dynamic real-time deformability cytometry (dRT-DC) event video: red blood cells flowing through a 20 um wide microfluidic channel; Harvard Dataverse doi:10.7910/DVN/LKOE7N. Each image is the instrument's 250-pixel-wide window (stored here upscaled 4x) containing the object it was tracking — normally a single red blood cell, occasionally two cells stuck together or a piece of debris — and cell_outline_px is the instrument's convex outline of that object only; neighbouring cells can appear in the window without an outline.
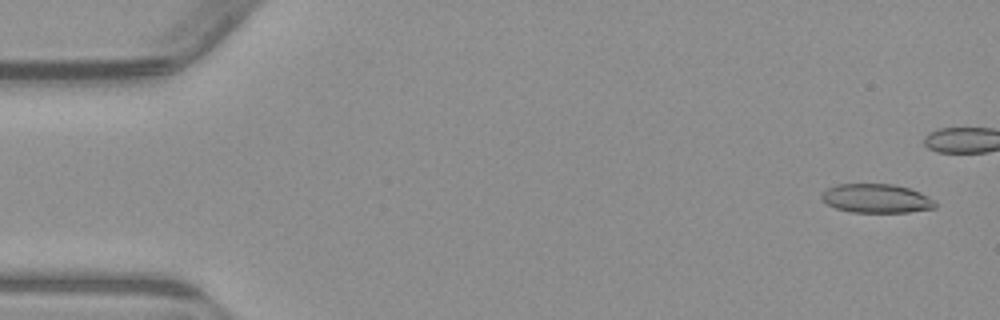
{"species": "common noctule bat (a hibernating species)", "species_latin": "Nyctalus noctula", "temperature_condition": "warm", "stored_images_in_passage": 43, "camera_frame_rate_fps": 3000, "um_per_image_px": 0.085, "animal": {"sex": "male", "body_mass_g": 23.1, "forearm_length_mm": 52.7}, "frame": {"image": 1, "passage_image": 3, "time_ms": 0.667, "image_size_px": [1000, 320], "cell_outline_px": [[936, 208], [908, 212], [852, 212], [836, 208], [828, 204], [820, 196], [828, 188], [836, 184], [892, 184], [908, 188], [920, 192], [936, 200]], "centroid_in_image_um": [74.53, 16.87], "position_along_channel_um": 10.5, "area_um2": 19.07}}
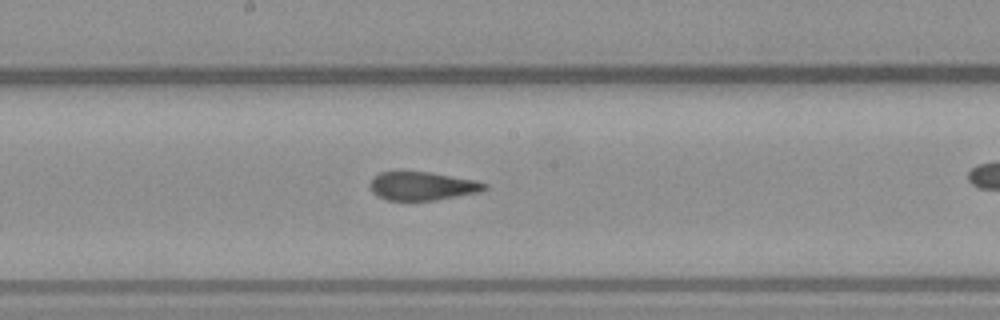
{"frame": {"image": 2, "passage_image": 29, "time_ms": 9.333, "image_size_px": [1000, 320], "cell_outline_px": [[488, 188], [480, 192], [436, 200], [388, 200], [372, 192], [368, 184], [372, 176], [380, 172], [428, 172], [476, 180], [488, 184]], "centroid_in_image_um": [35.9, 15.81], "position_along_channel_um": 212.3, "area_um2": 19.02}}
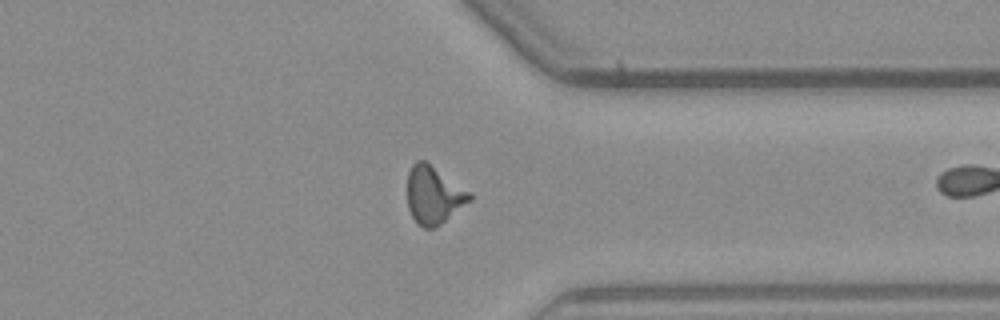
{"frame": {"image": 3, "passage_image": 42, "time_ms": 13.667, "image_size_px": [1000, 320], "cell_outline_px": [[472, 200], [436, 228], [424, 228], [416, 224], [408, 208], [408, 172], [412, 164], [416, 160], [424, 160], [472, 192]], "centroid_in_image_um": [36.88, 16.59], "position_along_channel_um": 374.5, "area_um2": 21.15}}